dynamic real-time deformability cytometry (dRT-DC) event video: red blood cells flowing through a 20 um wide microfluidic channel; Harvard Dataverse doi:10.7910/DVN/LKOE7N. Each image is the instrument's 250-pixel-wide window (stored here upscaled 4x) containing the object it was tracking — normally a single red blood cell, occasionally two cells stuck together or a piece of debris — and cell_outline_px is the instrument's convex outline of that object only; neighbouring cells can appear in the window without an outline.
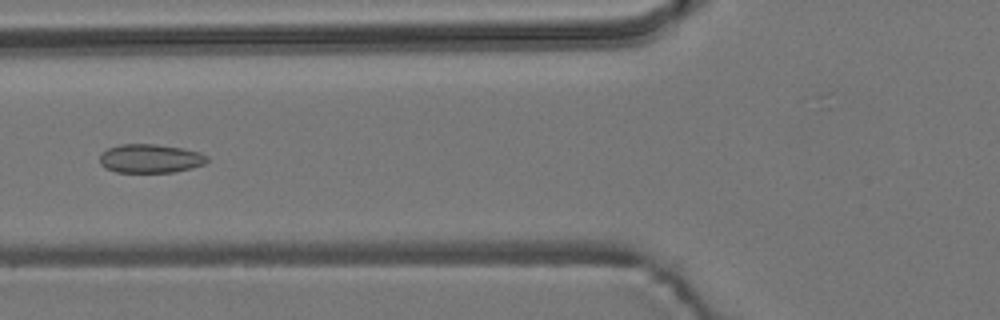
{"species": "common noctule bat (a hibernating species)", "species_latin": "Nyctalus noctula", "temperature_condition": "room temperature", "stored_images_in_passage": 9, "camera_frame_rate_fps": 3000, "um_per_image_px": 0.085, "animal": {"sex": "male", "body_mass_g": 19.2, "forearm_length_mm": 51.8}, "frame": {"image": 1, "passage_image": 6, "time_ms": 6.667, "image_size_px": [1000, 320], "cell_outline_px": [[208, 160], [204, 164], [192, 168], [172, 172], [116, 172], [104, 168], [100, 164], [100, 156], [108, 148], [120, 144], [156, 144], [180, 148], [200, 152], [208, 156]], "centroid_in_image_um": [12.77, 13.48], "position_along_channel_um": 113.0, "area_um2": 17.98}}
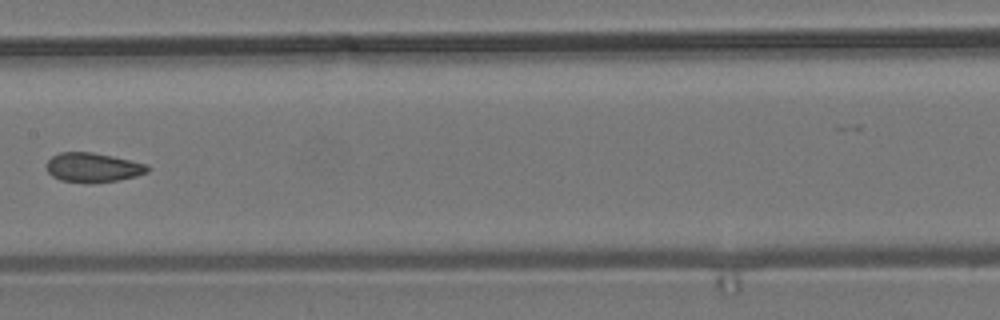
{"frame": {"image": 2, "passage_image": 8, "time_ms": 9.0, "image_size_px": [1000, 320], "cell_outline_px": [[148, 172], [136, 176], [116, 180], [88, 184], [60, 180], [52, 176], [48, 172], [48, 160], [52, 156], [60, 152], [92, 152], [112, 156], [148, 164]], "centroid_in_image_um": [7.89, 14.24], "position_along_channel_um": 199.5, "area_um2": 17.28}}
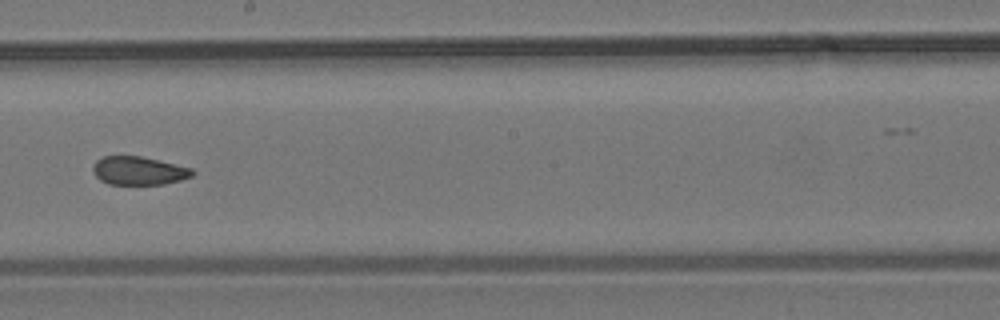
{"frame": {"image": 3, "passage_image": 9, "time_ms": 10.0, "image_size_px": [1000, 320], "cell_outline_px": [[196, 172], [192, 176], [180, 180], [164, 184], [108, 184], [100, 180], [96, 176], [92, 168], [96, 160], [104, 156], [140, 156], [192, 168]], "centroid_in_image_um": [11.79, 14.51], "position_along_channel_um": 236.4, "area_um2": 16.36}}